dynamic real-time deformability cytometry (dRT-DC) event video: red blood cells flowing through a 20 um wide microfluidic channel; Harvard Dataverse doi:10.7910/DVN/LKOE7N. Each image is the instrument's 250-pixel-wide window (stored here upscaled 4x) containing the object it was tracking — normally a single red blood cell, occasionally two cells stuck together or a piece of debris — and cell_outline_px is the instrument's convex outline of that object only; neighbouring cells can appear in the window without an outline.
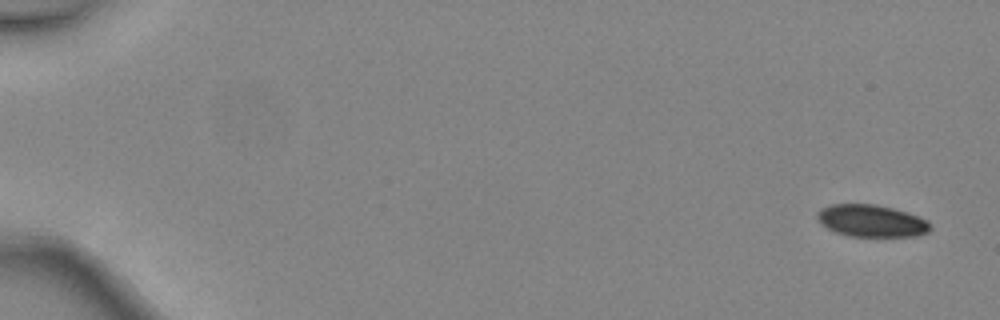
{"species": "common noctule bat (a hibernating species)", "species_latin": "Nyctalus noctula", "temperature_condition": "warm", "stored_images_in_passage": 2, "camera_frame_rate_fps": 3000, "um_per_image_px": 0.085, "animal": {"sex": "female", "body_mass_g": 24.6, "forearm_length_mm": 56.2}, "frame": {"image": 1, "passage_image": 2, "time_ms": 0.333, "image_size_px": [1000, 320], "cell_outline_px": [[932, 228], [928, 232], [916, 236], [852, 236], [836, 232], [820, 224], [816, 216], [816, 212], [820, 208], [832, 204], [876, 204], [908, 212], [928, 220]], "centroid_in_image_um": [74.07, 18.76], "position_along_channel_um": 10.9, "area_um2": 21.27}}